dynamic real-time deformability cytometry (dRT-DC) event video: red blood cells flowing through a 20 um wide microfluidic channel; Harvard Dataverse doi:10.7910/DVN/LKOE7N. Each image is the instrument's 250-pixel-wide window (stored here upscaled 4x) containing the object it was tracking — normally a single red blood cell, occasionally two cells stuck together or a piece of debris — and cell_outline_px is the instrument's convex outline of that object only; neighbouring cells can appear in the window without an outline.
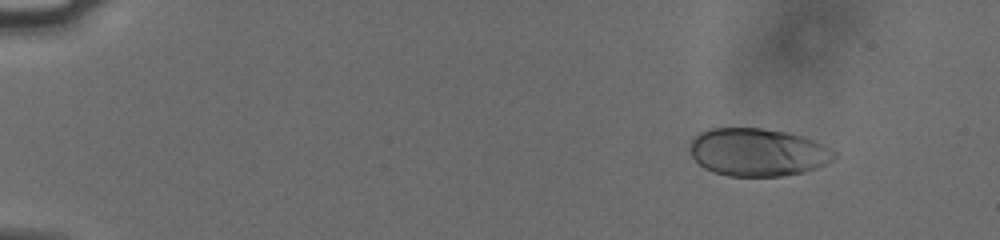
{"species": "human", "species_latin": "Homo sapiens", "temperature_condition": "cold", "stored_images_in_passage": 8, "camera_frame_rate_fps": 3000, "um_per_image_px": 0.085, "donor": {"sex": "male"}, "frame": {"image": 1, "passage_image": 3, "time_ms": 0.667, "image_size_px": [1000, 240], "cell_outline_px": [[836, 156], [832, 160], [816, 168], [804, 172], [784, 176], [728, 176], [712, 172], [704, 168], [692, 156], [688, 148], [692, 140], [700, 132], [708, 128], [760, 128], [788, 132], [804, 136], [824, 144], [832, 148], [836, 152]], "centroid_in_image_um": [64.42, 12.93], "position_along_channel_um": 20.6, "area_um2": 40.58}}
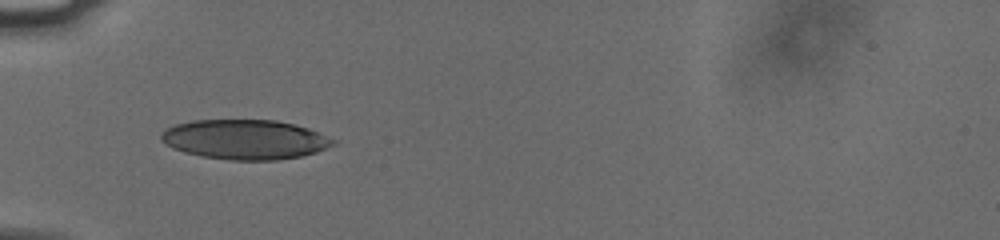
{"frame": {"image": 2, "passage_image": 7, "time_ms": 2.0, "image_size_px": [1000, 240], "cell_outline_px": [[336, 144], [316, 152], [300, 156], [276, 160], [232, 160], [200, 156], [184, 152], [172, 148], [160, 140], [160, 136], [164, 128], [176, 124], [192, 120], [276, 120], [296, 124], [308, 128], [336, 140]], "centroid_in_image_um": [20.8, 11.85], "position_along_channel_um": 64.2, "area_um2": 39.94}}
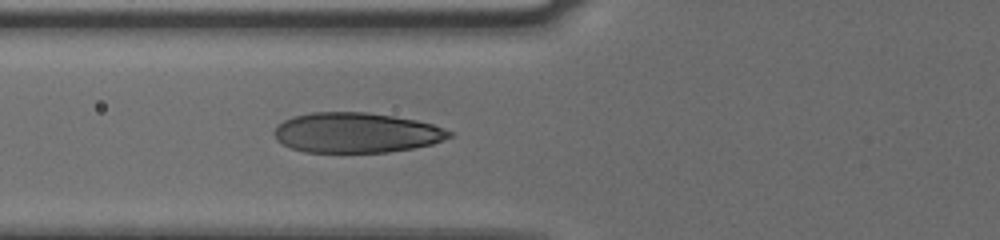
{"frame": {"image": 3, "passage_image": 8, "time_ms": 2.333, "image_size_px": [1000, 240], "cell_outline_px": [[452, 136], [432, 144], [412, 148], [388, 152], [304, 152], [288, 148], [276, 140], [272, 132], [284, 120], [292, 116], [312, 112], [364, 112], [392, 116], [416, 120], [432, 124], [452, 132]], "centroid_in_image_um": [30.23, 11.28], "position_along_channel_um": 95.6, "area_um2": 40.92}}